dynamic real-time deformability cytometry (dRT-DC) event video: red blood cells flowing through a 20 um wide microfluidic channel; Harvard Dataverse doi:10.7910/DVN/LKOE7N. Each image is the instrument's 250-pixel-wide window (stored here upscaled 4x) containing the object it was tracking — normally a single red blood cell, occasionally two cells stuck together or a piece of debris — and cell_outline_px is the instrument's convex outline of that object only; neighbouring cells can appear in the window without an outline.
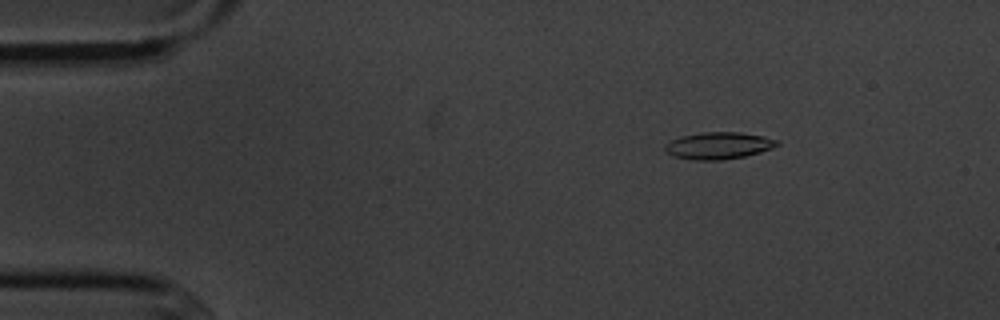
{"species": "common noctule bat (a hibernating species)", "species_latin": "Nyctalus noctula", "temperature_condition": "cold", "stored_images_in_passage": 4, "camera_frame_rate_fps": 3000, "um_per_image_px": 0.085, "animal": {"sex": "male", "body_mass_g": 20.1, "forearm_length_mm": 53.5}, "frame": {"image": 1, "passage_image": 2, "time_ms": 1.333, "image_size_px": [1000, 320], "cell_outline_px": [[780, 144], [772, 148], [760, 152], [744, 156], [720, 160], [692, 160], [672, 156], [664, 152], [664, 148], [672, 140], [680, 136], [704, 132], [740, 132], [764, 136], [780, 140]], "centroid_in_image_um": [61.09, 12.38], "position_along_channel_um": 23.9, "area_um2": 17.69}}